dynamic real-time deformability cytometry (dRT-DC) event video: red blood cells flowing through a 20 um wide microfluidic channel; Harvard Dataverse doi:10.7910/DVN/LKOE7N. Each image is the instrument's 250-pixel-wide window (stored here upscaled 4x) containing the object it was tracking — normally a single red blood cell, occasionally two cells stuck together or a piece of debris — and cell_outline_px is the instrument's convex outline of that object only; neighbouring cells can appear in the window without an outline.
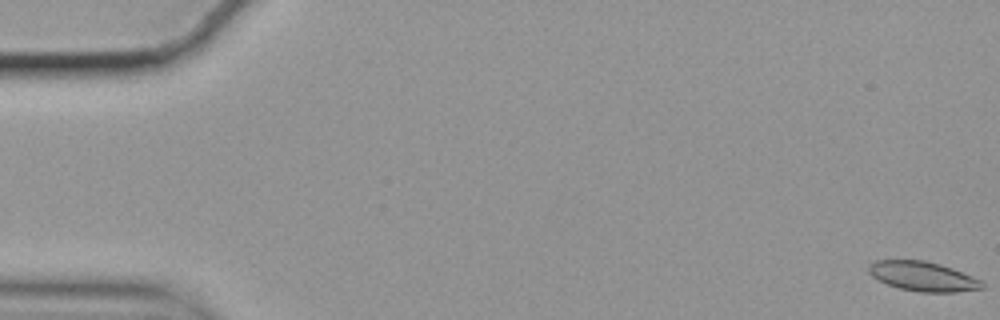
{"species": "common noctule bat (a hibernating species)", "species_latin": "Nyctalus noctula", "temperature_condition": "cold", "stored_images_in_passage": 58, "camera_frame_rate_fps": 3000, "um_per_image_px": 0.085, "animal": {"sex": "female", "body_mass_g": 19.9}, "frame": {"image": 1, "passage_image": 1, "time_ms": 0.0, "image_size_px": [1000, 320], "cell_outline_px": [[984, 288], [956, 292], [920, 292], [900, 288], [888, 284], [872, 276], [868, 272], [868, 264], [876, 260], [924, 260], [940, 264], [952, 268], [972, 276], [980, 280], [984, 284]], "centroid_in_image_um": [78.44, 23.48], "position_along_channel_um": 6.6, "area_um2": 19.42}}
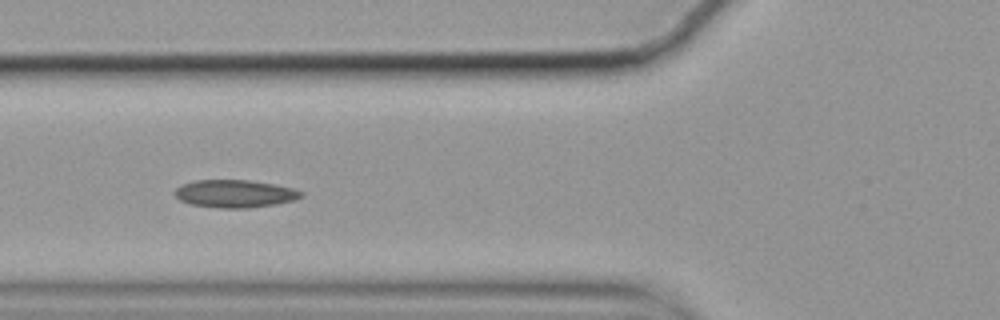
{"frame": {"image": 2, "passage_image": 22, "time_ms": 7.0, "image_size_px": [1000, 320], "cell_outline_px": [[304, 196], [296, 200], [276, 204], [248, 208], [220, 208], [188, 204], [180, 200], [172, 192], [176, 188], [184, 184], [196, 180], [248, 180], [272, 184], [292, 188], [304, 192]], "centroid_in_image_um": [19.97, 16.47], "position_along_channel_um": 105.8, "area_um2": 20.46}}
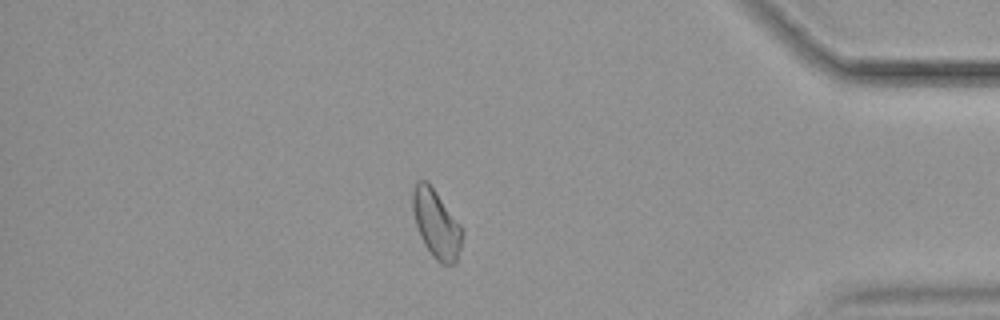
{"frame": {"image": 3, "passage_image": 50, "time_ms": 16.333, "image_size_px": [1000, 320], "cell_outline_px": [[464, 232], [456, 264], [440, 264], [432, 256], [424, 244], [420, 236], [416, 224], [412, 208], [412, 192], [416, 180], [428, 180], [460, 224]], "centroid_in_image_um": [37.08, 19.02], "position_along_channel_um": 398.1, "area_um2": 19.88}, "authors_computed_cell_mechanics": {"area_um2": 19.7676, "velocity_mm_per_s": 3.4948, "shape_relaxation_time_tau1_ms": null, "shape_relaxation_time_tau2_ms": 4.6955, "deformation_change_tau1": null, "deformation_change_tau2": 0.096}}